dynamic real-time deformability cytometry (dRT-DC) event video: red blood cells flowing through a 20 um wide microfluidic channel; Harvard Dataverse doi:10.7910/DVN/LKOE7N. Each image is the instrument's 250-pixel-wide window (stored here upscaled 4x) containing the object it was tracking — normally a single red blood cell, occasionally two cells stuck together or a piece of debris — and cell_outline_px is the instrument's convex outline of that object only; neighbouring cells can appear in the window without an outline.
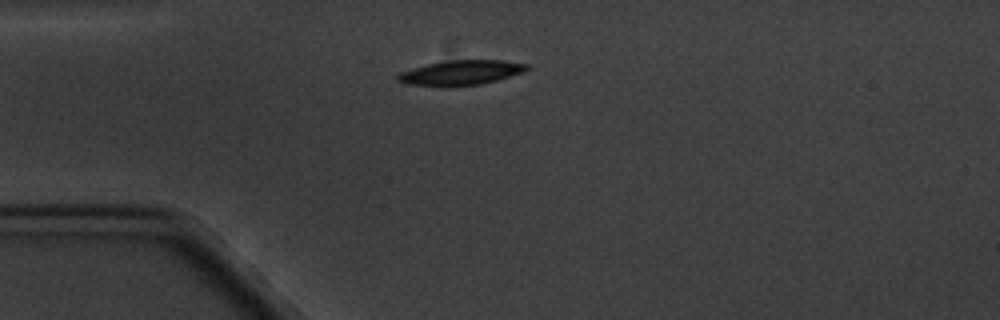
{"species": "common noctule bat (a hibernating species)", "species_latin": "Nyctalus noctula", "temperature_condition": "cold", "stored_images_in_passage": 2, "camera_frame_rate_fps": 3000, "um_per_image_px": 0.085, "animal": {"sex": "male", "body_mass_g": 20.1, "forearm_length_mm": 53.5}, "frame": {"image": 1, "passage_image": 2, "time_ms": 1.333, "image_size_px": [1000, 320], "cell_outline_px": [[528, 68], [524, 72], [496, 80], [480, 84], [444, 88], [440, 88], [408, 84], [396, 80], [396, 76], [400, 72], [412, 68], [428, 64], [448, 60], [504, 60], [528, 64]], "centroid_in_image_um": [39.13, 6.2], "position_along_channel_um": 45.9, "area_um2": 18.96}}